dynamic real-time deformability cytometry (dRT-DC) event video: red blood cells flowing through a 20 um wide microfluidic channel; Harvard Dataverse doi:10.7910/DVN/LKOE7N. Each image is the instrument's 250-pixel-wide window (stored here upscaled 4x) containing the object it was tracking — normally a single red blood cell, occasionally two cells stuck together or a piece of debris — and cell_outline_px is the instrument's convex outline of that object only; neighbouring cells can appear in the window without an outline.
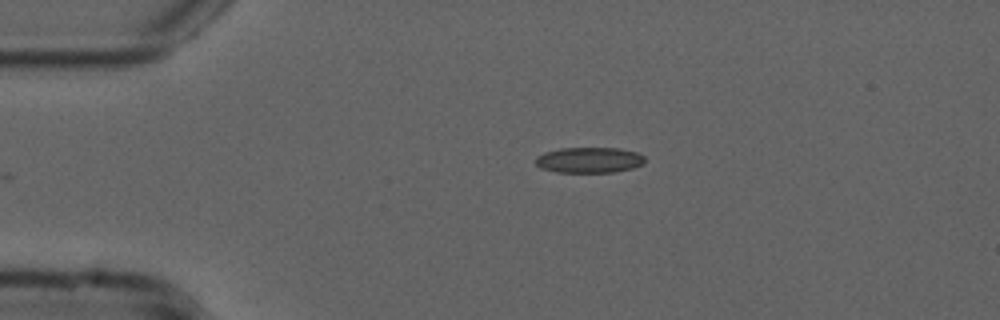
{"species": "common noctule bat (a hibernating species)", "species_latin": "Nyctalus noctula", "temperature_condition": "cold", "stored_images_in_passage": 35, "camera_frame_rate_fps": 3000, "um_per_image_px": 0.085, "animal": {"sex": "male", "forearm_length_mm": 52.5}, "frame": {"image": 1, "passage_image": 1, "time_ms": 0.0, "image_size_px": [1000, 320], "cell_outline_px": [[644, 164], [632, 168], [612, 172], [556, 172], [540, 168], [536, 164], [536, 156], [544, 152], [560, 148], [620, 148], [636, 152], [644, 156]], "centroid_in_image_um": [50.07, 13.6], "position_along_channel_um": 34.9, "area_um2": 16.36}}
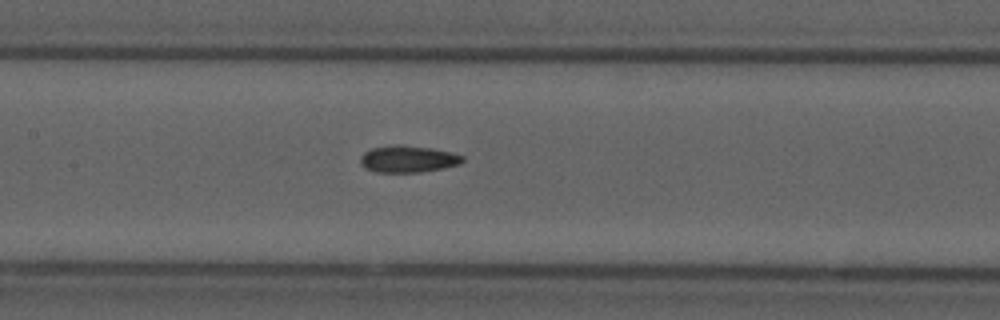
{"frame": {"image": 2, "passage_image": 15, "time_ms": 4.667, "image_size_px": [1000, 320], "cell_outline_px": [[464, 160], [460, 164], [444, 168], [420, 172], [376, 172], [364, 168], [360, 164], [360, 156], [364, 152], [372, 148], [396, 144], [400, 144], [432, 148], [452, 152], [464, 156]], "centroid_in_image_um": [34.68, 13.51], "position_along_channel_um": 172.7, "area_um2": 16.18}}
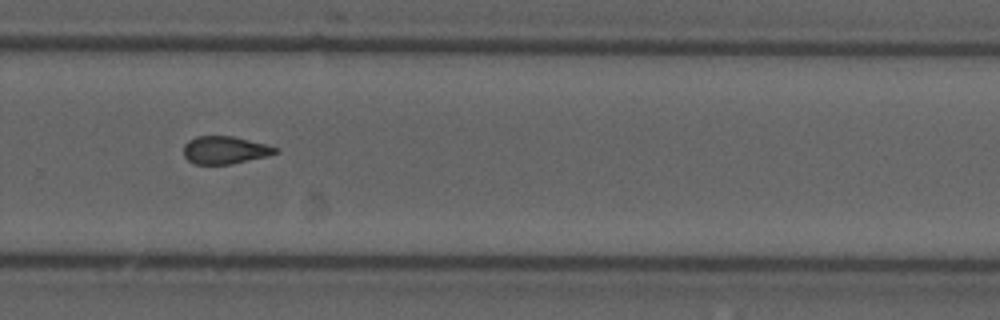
{"frame": {"image": 3, "passage_image": 26, "time_ms": 8.333, "image_size_px": [1000, 320], "cell_outline_px": [[280, 152], [268, 156], [232, 164], [196, 164], [188, 160], [184, 156], [184, 144], [188, 140], [196, 136], [232, 136], [268, 144], [280, 148]], "centroid_in_image_um": [19.17, 12.75], "position_along_channel_um": 310.6, "area_um2": 15.03}, "authors_computed_cell_mechanics": {"area_um2": 15.6638, "velocity_mm_per_s": 3.7781, "shape_relaxation_time_tau1_ms": null, "shape_relaxation_time_tau2_ms": 3.883, "deformation_change_tau1": null, "deformation_change_tau2": 0.1043}}